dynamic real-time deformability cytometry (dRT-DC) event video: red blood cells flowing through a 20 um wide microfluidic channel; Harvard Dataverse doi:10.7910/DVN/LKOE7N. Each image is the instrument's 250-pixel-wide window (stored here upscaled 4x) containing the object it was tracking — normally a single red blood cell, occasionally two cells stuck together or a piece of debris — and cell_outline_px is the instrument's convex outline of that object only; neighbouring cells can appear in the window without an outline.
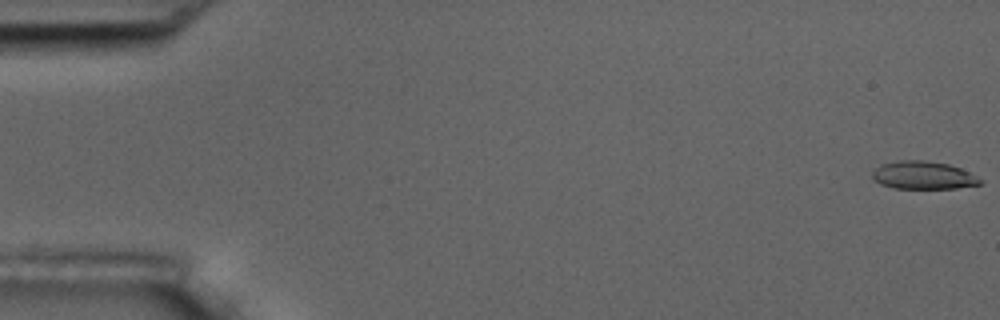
{"species": "common noctule bat (a hibernating species)", "species_latin": "Nyctalus noctula", "temperature_condition": "room temperature", "stored_images_in_passage": 6, "camera_frame_rate_fps": 3000, "um_per_image_px": 0.085, "animal": {"sex": "male", "body_mass_g": 17.5, "forearm_length_mm": 52.3}, "frame": {"image": 1, "passage_image": 1, "time_ms": 0.0, "image_size_px": [1000, 320], "cell_outline_px": [[984, 180], [980, 184], [956, 188], [892, 188], [880, 184], [872, 180], [872, 172], [880, 164], [900, 160], [924, 160], [948, 164], [960, 168]], "centroid_in_image_um": [78.44, 14.9], "position_along_channel_um": 6.6, "area_um2": 17.57}}